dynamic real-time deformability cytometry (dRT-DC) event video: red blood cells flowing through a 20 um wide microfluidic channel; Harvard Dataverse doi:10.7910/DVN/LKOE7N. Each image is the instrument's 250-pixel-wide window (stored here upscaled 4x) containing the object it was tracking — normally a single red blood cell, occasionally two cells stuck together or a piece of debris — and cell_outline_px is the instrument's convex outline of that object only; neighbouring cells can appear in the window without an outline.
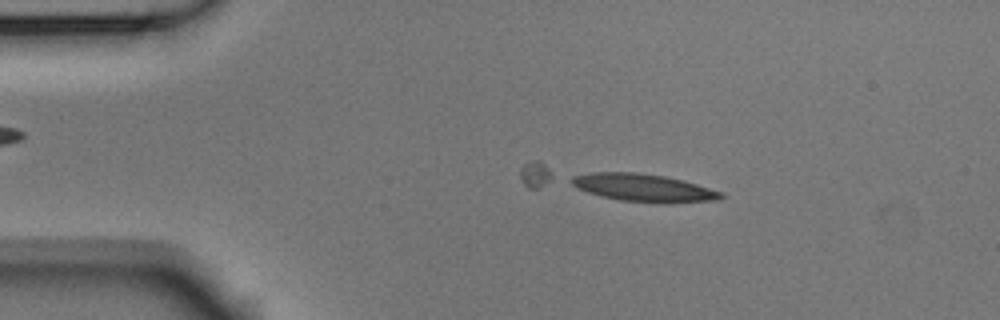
{"species": "Egyptian fruit bat (a non-hibernating species)", "species_latin": "Rousettus aegyptiacus", "temperature_condition": "room temperature", "stored_images_in_passage": 3, "camera_frame_rate_fps": 3000, "um_per_image_px": 0.085, "animal": {"sex": "male"}, "frame": {"image": 1, "passage_image": 2, "time_ms": 0.333, "image_size_px": [1000, 320], "cell_outline_px": [[724, 196], [720, 200], [620, 200], [588, 192], [576, 188], [572, 184], [572, 176], [592, 172], [636, 172], [664, 176], [684, 180], [724, 192]], "centroid_in_image_um": [54.65, 15.9], "position_along_channel_um": 30.3, "area_um2": 22.89}}